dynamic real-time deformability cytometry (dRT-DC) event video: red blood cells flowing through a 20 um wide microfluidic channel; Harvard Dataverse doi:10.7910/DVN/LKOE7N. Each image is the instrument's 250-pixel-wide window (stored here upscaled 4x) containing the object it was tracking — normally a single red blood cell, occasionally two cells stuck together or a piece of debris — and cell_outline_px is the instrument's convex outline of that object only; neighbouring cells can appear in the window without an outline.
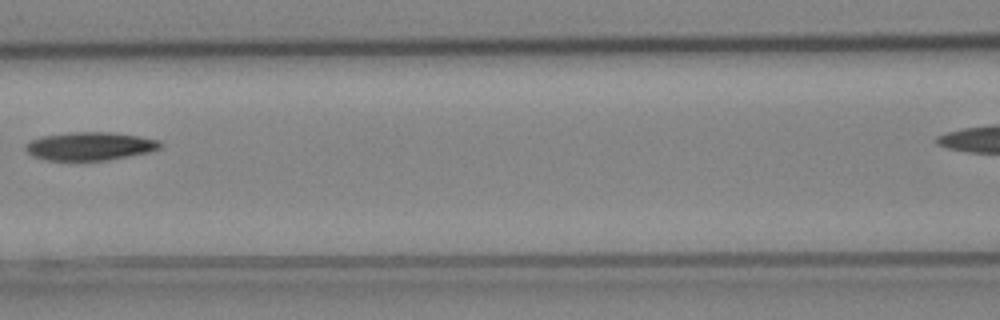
{"species": "Egyptian fruit bat (a non-hibernating species)", "species_latin": "Rousettus aegyptiacus", "temperature_condition": "cold", "stored_images_in_passage": 5, "camera_frame_rate_fps": 3000, "um_per_image_px": 0.085, "animal": {"sex": "female"}, "frame": {"image": 1, "passage_image": 4, "time_ms": 1.0, "image_size_px": [1000, 320], "cell_outline_px": [[164, 144], [160, 148], [148, 152], [104, 160], [48, 160], [32, 156], [24, 148], [24, 144], [28, 140], [40, 136], [68, 132], [116, 132], [140, 136], [160, 140]], "centroid_in_image_um": [7.61, 12.4], "position_along_channel_um": 159.0, "area_um2": 22.37}}